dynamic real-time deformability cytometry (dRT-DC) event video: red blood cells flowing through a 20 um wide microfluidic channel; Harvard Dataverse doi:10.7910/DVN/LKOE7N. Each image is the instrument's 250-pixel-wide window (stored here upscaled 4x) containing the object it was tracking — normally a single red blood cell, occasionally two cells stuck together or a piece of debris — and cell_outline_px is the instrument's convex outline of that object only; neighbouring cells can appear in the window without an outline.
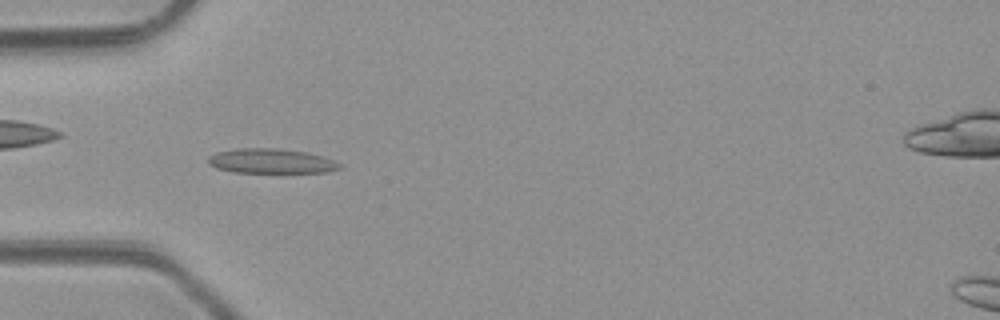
{"species": "common noctule bat (a hibernating species)", "species_latin": "Nyctalus noctula", "temperature_condition": "room temperature", "stored_images_in_passage": 3, "camera_frame_rate_fps": 3000, "um_per_image_px": 0.085, "animal": {"sex": "male", "body_mass_g": 23.1, "forearm_length_mm": 52.7}, "frame": {"image": 1, "passage_image": 1, "time_ms": 0.0, "image_size_px": [1000, 320], "cell_outline_px": [[344, 168], [328, 172], [232, 172], [216, 168], [208, 164], [208, 156], [216, 152], [240, 148], [276, 148], [308, 152], [344, 164]], "centroid_in_image_um": [23.06, 13.69], "position_along_channel_um": 61.9, "area_um2": 19.02}}
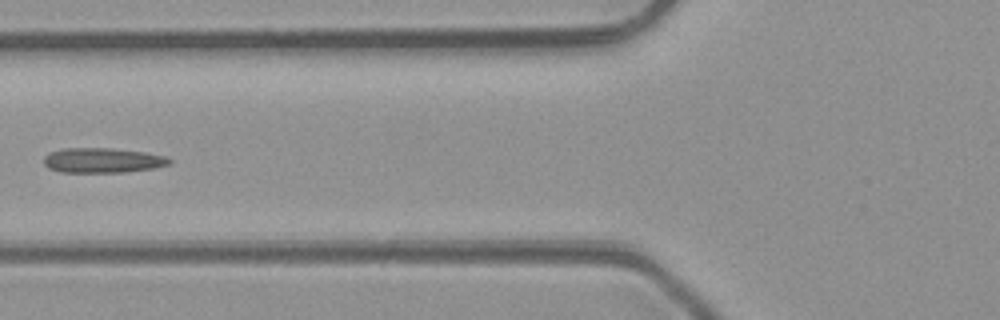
{"frame": {"image": 2, "passage_image": 2, "time_ms": 1.333, "image_size_px": [1000, 320], "cell_outline_px": [[172, 160], [168, 164], [156, 168], [124, 172], [60, 172], [48, 168], [44, 164], [44, 156], [48, 152], [64, 148], [112, 148], [144, 152], [164, 156]], "centroid_in_image_um": [8.68, 13.63], "position_along_channel_um": 117.1, "area_um2": 18.26}}
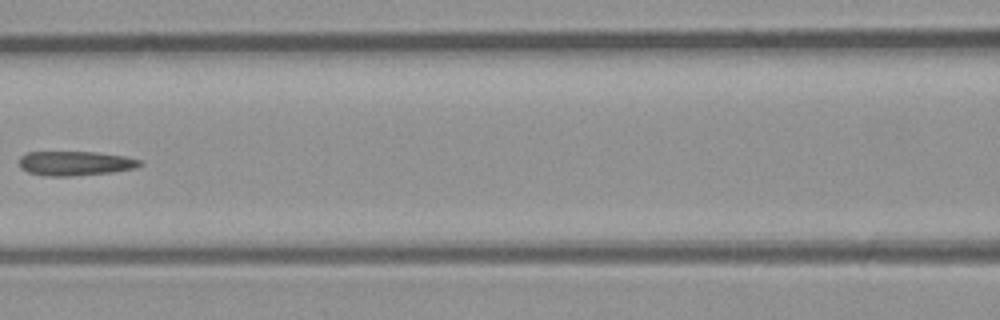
{"frame": {"image": 3, "passage_image": 3, "time_ms": 2.333, "image_size_px": [1000, 320], "cell_outline_px": [[144, 164], [136, 168], [112, 172], [68, 176], [48, 176], [28, 172], [20, 168], [20, 156], [28, 152], [96, 152], [124, 156], [140, 160]], "centroid_in_image_um": [6.41, 13.88], "position_along_channel_um": 160.2, "area_um2": 17.11}}